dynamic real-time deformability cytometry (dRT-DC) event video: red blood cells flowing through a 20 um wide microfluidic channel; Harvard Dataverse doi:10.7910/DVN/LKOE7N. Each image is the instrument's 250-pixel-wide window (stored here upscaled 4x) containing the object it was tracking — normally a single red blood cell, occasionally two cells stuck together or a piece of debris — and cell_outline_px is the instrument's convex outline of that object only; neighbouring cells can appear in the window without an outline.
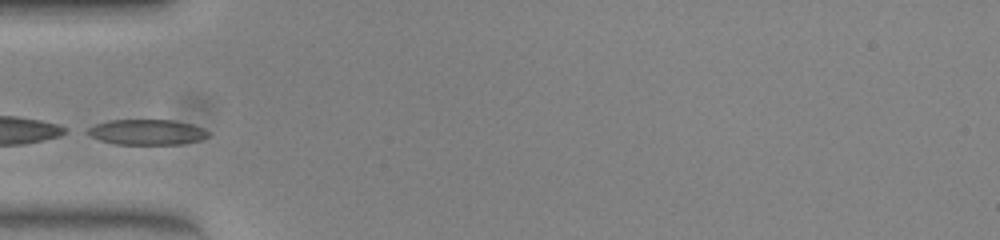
{"species": "common noctule bat (a hibernating species)", "species_latin": "Nyctalus noctula", "temperature_condition": "warm", "stored_images_in_passage": 33, "camera_frame_rate_fps": 3000, "um_per_image_px": 0.085, "animal": {"sex": "female", "body_mass_g": 23.0, "forearm_length_mm": 53.4}, "frame": {"image": 1, "passage_image": 1, "time_ms": 0.0, "image_size_px": [1000, 240], "cell_outline_px": [[208, 136], [200, 140], [180, 144], [116, 144], [100, 140], [84, 132], [88, 128], [96, 124], [108, 120], [172, 120], [192, 124], [204, 128], [208, 132]], "centroid_in_image_um": [12.48, 11.22], "position_along_channel_um": 72.5, "area_um2": 17.8}}